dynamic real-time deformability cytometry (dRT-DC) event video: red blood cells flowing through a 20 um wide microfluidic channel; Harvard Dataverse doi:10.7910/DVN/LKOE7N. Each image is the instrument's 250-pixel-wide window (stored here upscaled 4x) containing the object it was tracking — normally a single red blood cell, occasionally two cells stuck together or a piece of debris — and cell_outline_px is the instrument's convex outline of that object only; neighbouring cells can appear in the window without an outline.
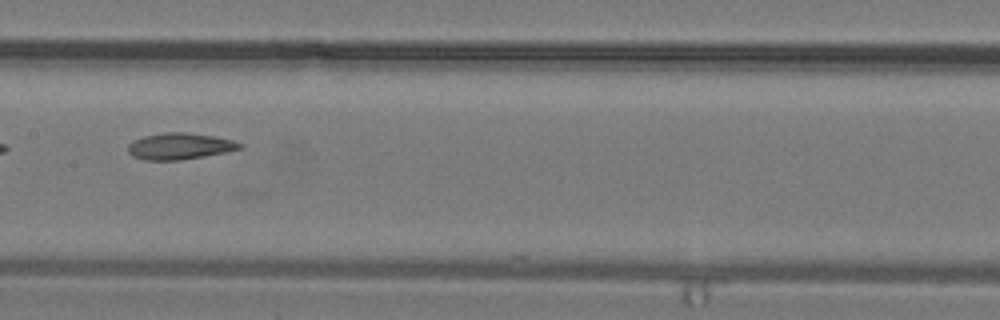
{"species": "common noctule bat (a hibernating species)", "species_latin": "Nyctalus noctula", "temperature_condition": "warm", "stored_images_in_passage": 23, "camera_frame_rate_fps": 3000, "um_per_image_px": 0.085, "animal": {"sex": "male", "body_mass_g": 19.2, "forearm_length_mm": 51.8}, "frame": {"image": 1, "passage_image": 17, "time_ms": 5.333, "image_size_px": [1000, 320], "cell_outline_px": [[240, 148], [224, 152], [180, 160], [144, 160], [132, 156], [128, 152], [128, 144], [132, 140], [144, 136], [168, 132], [184, 132], [216, 136], [232, 140], [240, 144]], "centroid_in_image_um": [15.2, 12.42], "position_along_channel_um": 192.2, "area_um2": 16.99}}